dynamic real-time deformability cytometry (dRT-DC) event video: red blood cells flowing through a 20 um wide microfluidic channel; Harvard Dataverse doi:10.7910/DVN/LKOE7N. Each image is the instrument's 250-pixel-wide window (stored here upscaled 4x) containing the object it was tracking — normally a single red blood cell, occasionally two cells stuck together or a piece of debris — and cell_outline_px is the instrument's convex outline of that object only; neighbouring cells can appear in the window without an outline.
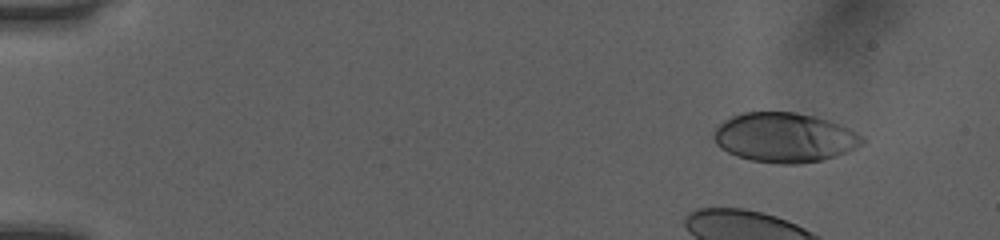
{"species": "human", "species_latin": "Homo sapiens", "temperature_condition": "room temperature", "stored_images_in_passage": 40, "camera_frame_rate_fps": 3000, "um_per_image_px": 0.085, "donor": {"sex": "female"}, "frame": {"image": 1, "passage_image": 1, "time_ms": 0.0, "image_size_px": [1000, 240], "cell_outline_px": [[868, 140], [864, 144], [856, 148], [836, 156], [820, 160], [796, 164], [780, 164], [752, 160], [736, 156], [720, 148], [716, 144], [712, 136], [716, 128], [724, 120], [732, 116], [744, 112], [796, 112], [828, 120], [840, 124], [864, 136]], "centroid_in_image_um": [66.7, 11.69], "position_along_channel_um": 18.3, "area_um2": 43.0}}